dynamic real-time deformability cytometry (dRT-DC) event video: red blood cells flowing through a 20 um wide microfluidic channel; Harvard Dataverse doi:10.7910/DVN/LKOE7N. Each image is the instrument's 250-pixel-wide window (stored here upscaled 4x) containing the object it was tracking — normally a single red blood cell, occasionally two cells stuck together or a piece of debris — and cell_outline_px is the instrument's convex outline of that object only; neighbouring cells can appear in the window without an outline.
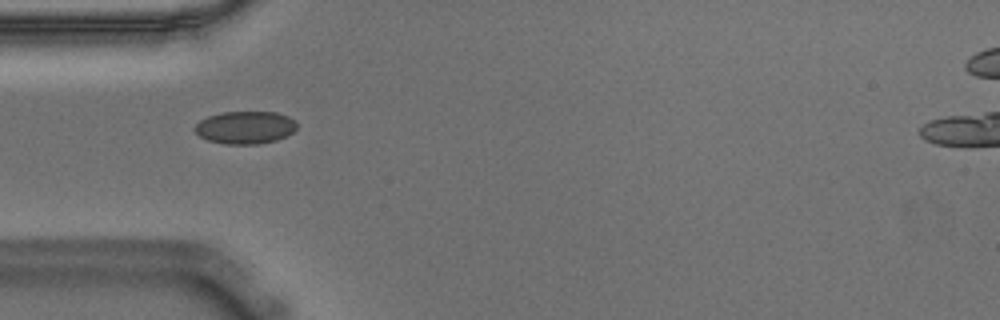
{"species": "Egyptian fruit bat (a non-hibernating species)", "species_latin": "Rousettus aegyptiacus", "temperature_condition": "warm", "stored_images_in_passage": 40, "camera_frame_rate_fps": 3000, "um_per_image_px": 0.085, "animal": {"sex": "male"}, "frame": {"image": 1, "passage_image": 1, "time_ms": 0.0, "image_size_px": [1000, 320], "cell_outline_px": [[296, 128], [292, 132], [276, 140], [260, 144], [224, 144], [208, 140], [200, 136], [192, 128], [200, 120], [208, 116], [224, 112], [276, 112], [288, 116], [296, 120]], "centroid_in_image_um": [20.83, 10.83], "position_along_channel_um": 64.2, "area_um2": 19.42}}
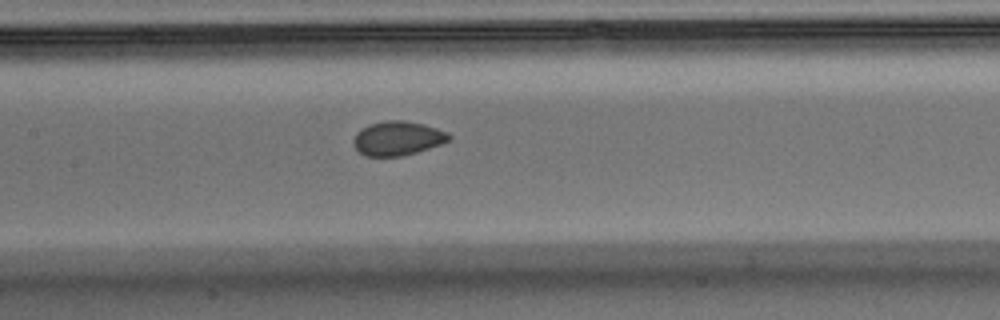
{"frame": {"image": 2, "passage_image": 10, "time_ms": 3.0, "image_size_px": [1000, 320], "cell_outline_px": [[452, 136], [448, 140], [440, 144], [416, 152], [400, 156], [364, 156], [352, 144], [352, 140], [356, 132], [360, 128], [368, 124], [388, 120], [404, 120], [424, 124], [448, 132]], "centroid_in_image_um": [33.75, 11.74], "position_along_channel_um": 173.6, "area_um2": 19.07}}
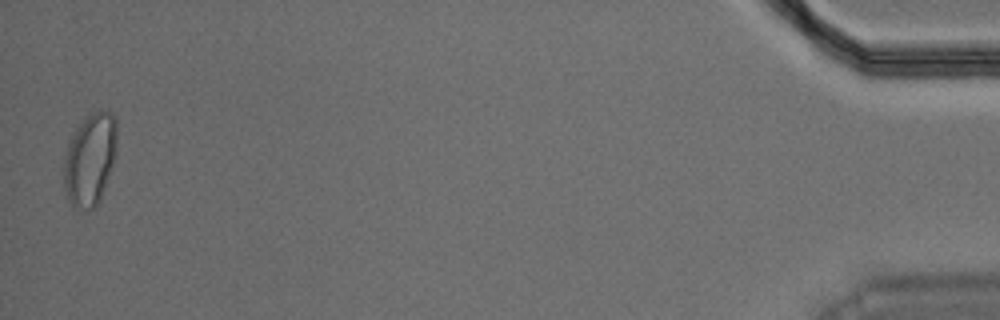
{"frame": {"image": 3, "passage_image": 39, "time_ms": 12.667, "image_size_px": [1000, 320], "cell_outline_px": [[116, 156], [100, 200], [92, 208], [80, 212], [68, 200], [64, 188], [64, 160], [68, 140], [72, 132], [84, 116], [88, 112], [100, 108], [112, 112], [116, 120]], "centroid_in_image_um": [7.64, 13.48], "position_along_channel_um": 427.6, "area_um2": 29.3}, "authors_computed_cell_mechanics": {"area_um2": 19.3919, "velocity_mm_per_s": 3.6133, "shape_relaxation_time_tau1_ms": 10.4599, "shape_relaxation_time_tau2_ms": null, "deformation_change_tau1": 0.1276, "deformation_change_tau2": null}}